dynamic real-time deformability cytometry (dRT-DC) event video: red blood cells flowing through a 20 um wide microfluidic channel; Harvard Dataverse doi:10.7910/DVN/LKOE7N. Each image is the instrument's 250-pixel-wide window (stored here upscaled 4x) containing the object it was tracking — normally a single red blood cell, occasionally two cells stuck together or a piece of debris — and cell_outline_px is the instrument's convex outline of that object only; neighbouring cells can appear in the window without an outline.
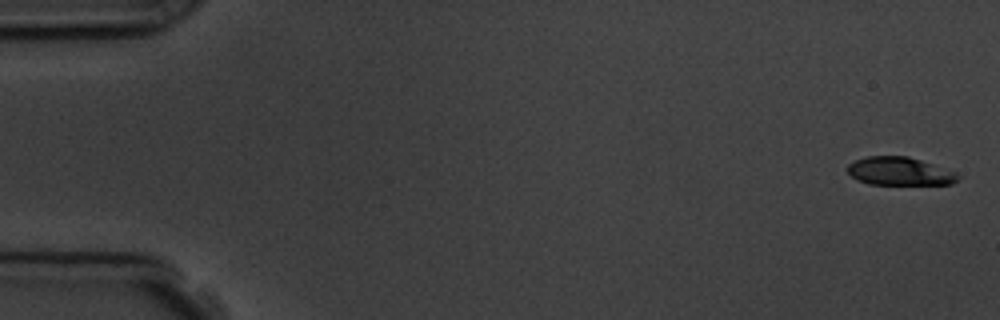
{"species": "common noctule bat (a hibernating species)", "species_latin": "Nyctalus noctula", "temperature_condition": "room temperature", "stored_images_in_passage": 4, "camera_frame_rate_fps": 3000, "um_per_image_px": 0.085, "animal": {"sex": "male", "body_mass_g": 19.5, "forearm_length_mm": 54.6}, "frame": {"image": 1, "passage_image": 1, "time_ms": 0.0, "image_size_px": [1000, 320], "cell_outline_px": [[960, 176], [952, 184], [868, 184], [852, 176], [848, 172], [848, 164], [856, 160], [868, 156], [908, 156], [956, 172]], "centroid_in_image_um": [76.47, 14.56], "position_along_channel_um": 8.5, "area_um2": 17.86}}